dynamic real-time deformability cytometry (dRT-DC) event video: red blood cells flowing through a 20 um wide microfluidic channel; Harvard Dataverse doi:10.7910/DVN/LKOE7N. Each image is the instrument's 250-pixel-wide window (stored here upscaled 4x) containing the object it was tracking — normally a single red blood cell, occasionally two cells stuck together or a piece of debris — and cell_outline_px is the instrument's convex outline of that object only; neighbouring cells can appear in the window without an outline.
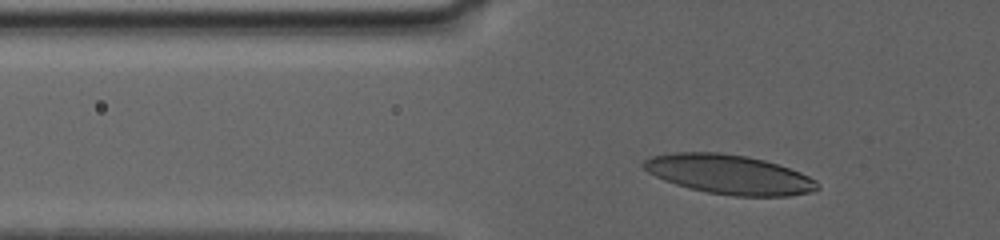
{"species": "human", "species_latin": "Homo sapiens", "temperature_condition": "warm", "stored_images_in_passage": 45, "camera_frame_rate_fps": 3000, "um_per_image_px": 0.085, "donor": {"sex": "female"}, "frame": {"image": 1, "passage_image": 7, "time_ms": 2.0, "image_size_px": [1000, 240], "cell_outline_px": [[820, 188], [812, 192], [788, 196], [736, 196], [708, 192], [676, 184], [664, 180], [648, 172], [640, 164], [644, 160], [652, 156], [672, 152], [720, 152], [748, 156], [764, 160], [800, 172], [816, 180], [820, 184]], "centroid_in_image_um": [61.98, 14.82], "position_along_channel_um": 63.8, "area_um2": 39.82}}
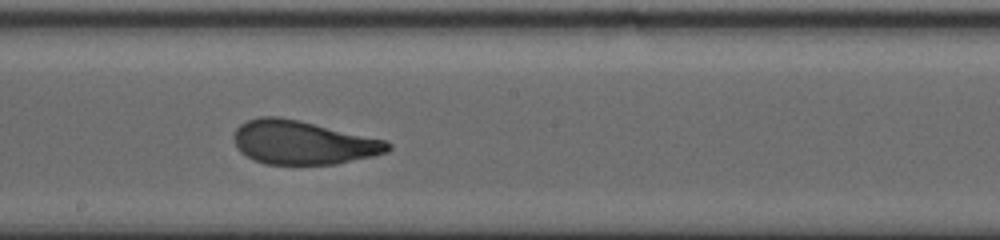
{"frame": {"image": 2, "passage_image": 27, "time_ms": 7.667, "image_size_px": [1000, 240], "cell_outline_px": [[392, 148], [388, 152], [372, 156], [336, 164], [264, 164], [252, 160], [240, 152], [236, 148], [232, 136], [236, 128], [240, 124], [248, 120], [260, 116], [276, 116], [296, 120], [384, 140], [392, 144]], "centroid_in_image_um": [25.68, 12.13], "position_along_channel_um": 222.5, "area_um2": 39.02}}
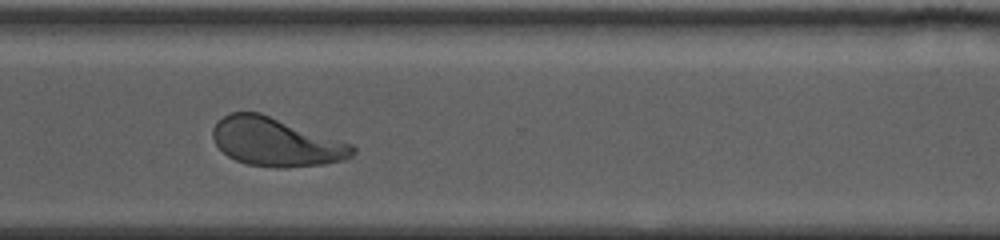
{"frame": {"image": 3, "passage_image": 44, "time_ms": 11.667, "image_size_px": [1000, 240], "cell_outline_px": [[356, 152], [352, 156], [344, 160], [324, 164], [276, 168], [248, 164], [236, 160], [228, 156], [216, 144], [212, 136], [212, 128], [224, 116], [232, 112], [260, 112], [352, 144], [356, 148]], "centroid_in_image_um": [23.47, 12.07], "position_along_channel_um": 347.1, "area_um2": 39.25}}